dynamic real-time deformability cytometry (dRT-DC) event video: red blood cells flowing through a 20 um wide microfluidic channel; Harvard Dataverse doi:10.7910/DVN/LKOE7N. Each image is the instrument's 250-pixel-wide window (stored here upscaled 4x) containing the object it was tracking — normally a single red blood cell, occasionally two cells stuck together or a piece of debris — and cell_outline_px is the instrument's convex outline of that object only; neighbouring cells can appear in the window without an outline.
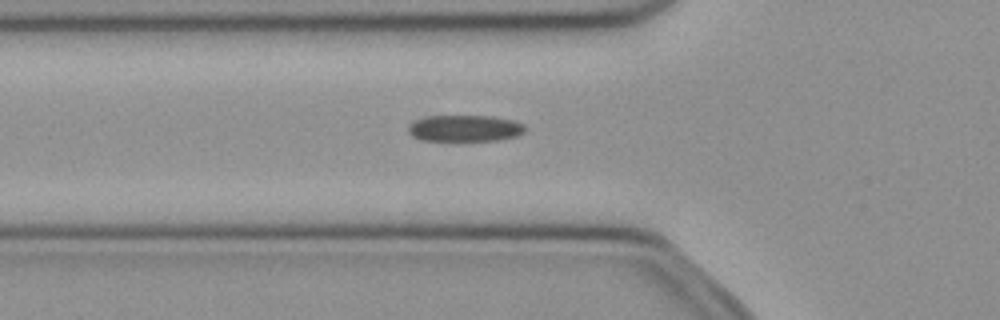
{"species": "common noctule bat (a hibernating species)", "species_latin": "Nyctalus noctula", "temperature_condition": "cold", "stored_images_in_passage": 40, "camera_frame_rate_fps": 3000, "um_per_image_px": 0.085, "animal": {"sex": "female", "body_mass_g": 21.9}, "frame": {"image": 1, "passage_image": 6, "time_ms": 1.667, "image_size_px": [1000, 320], "cell_outline_px": [[528, 128], [524, 132], [516, 136], [500, 140], [424, 140], [412, 136], [408, 132], [408, 124], [416, 120], [428, 116], [492, 116], [512, 120], [524, 124]], "centroid_in_image_um": [39.54, 10.9], "position_along_channel_um": 86.3, "area_um2": 17.98}}
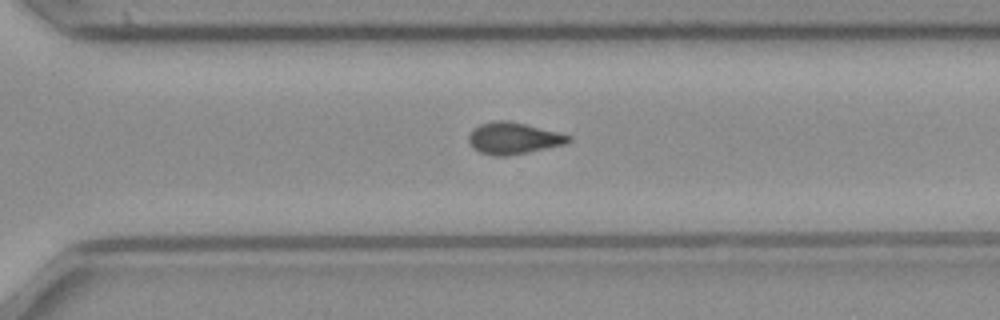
{"frame": {"image": 2, "passage_image": 24, "time_ms": 7.667, "image_size_px": [1000, 320], "cell_outline_px": [[572, 140], [568, 144], [508, 156], [492, 156], [480, 152], [472, 148], [468, 140], [468, 136], [480, 124], [496, 120], [508, 120], [560, 132], [572, 136]], "centroid_in_image_um": [43.69, 11.76], "position_along_channel_um": 326.9, "area_um2": 18.61}}
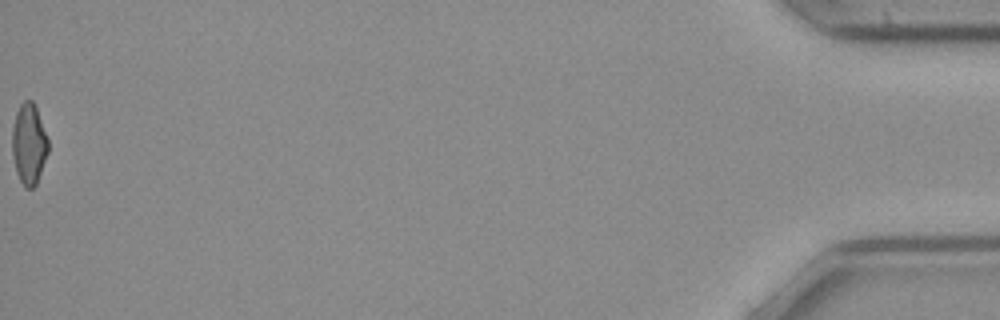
{"frame": {"image": 3, "passage_image": 40, "time_ms": 13.0, "image_size_px": [1000, 320], "cell_outline_px": [[48, 152], [36, 184], [32, 188], [24, 188], [16, 172], [12, 156], [12, 128], [16, 112], [20, 104], [24, 100], [32, 100], [36, 108], [48, 140]], "centroid_in_image_um": [2.43, 12.25], "position_along_channel_um": 432.8, "area_um2": 16.88}, "authors_computed_cell_mechanics": {"area_um2": 18.207, "velocity_mm_per_s": 4.0008, "shape_relaxation_time_tau1_ms": 4.8892, "shape_relaxation_time_tau2_ms": 2.9021, "deformation_change_tau1": 0.1322, "deformation_change_tau2": 0.0936}}